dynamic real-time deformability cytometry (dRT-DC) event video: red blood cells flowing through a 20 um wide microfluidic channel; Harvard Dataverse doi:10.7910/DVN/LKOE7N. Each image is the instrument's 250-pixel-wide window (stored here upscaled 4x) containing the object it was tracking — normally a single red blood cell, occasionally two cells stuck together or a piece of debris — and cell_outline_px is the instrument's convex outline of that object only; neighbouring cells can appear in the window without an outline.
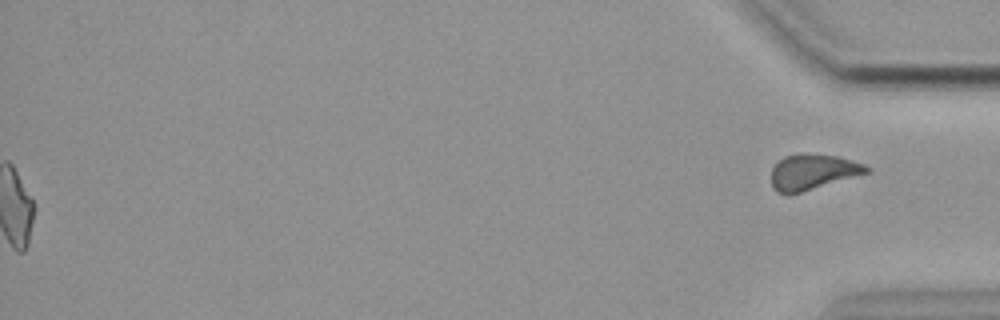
{"species": "common noctule bat (a hibernating species)", "species_latin": "Nyctalus noctula", "temperature_condition": "cold", "stored_images_in_passage": 51, "segment_of_instrument_passage": [2, 2], "camera_frame_rate_fps": 3000, "um_per_image_px": 0.085, "animal": {"sex": "female", "body_mass_g": 19.9}, "frame": {"image": 1, "passage_image": 51, "time_ms": 16.667, "image_size_px": [1000, 320], "cell_outline_px": [[872, 172], [788, 196], [784, 196], [776, 192], [772, 188], [772, 168], [784, 156], [800, 152], [840, 156], [864, 164], [872, 168]], "centroid_in_image_um": [69.1, 14.62], "position_along_channel_um": 366.1, "area_um2": 20.35}}